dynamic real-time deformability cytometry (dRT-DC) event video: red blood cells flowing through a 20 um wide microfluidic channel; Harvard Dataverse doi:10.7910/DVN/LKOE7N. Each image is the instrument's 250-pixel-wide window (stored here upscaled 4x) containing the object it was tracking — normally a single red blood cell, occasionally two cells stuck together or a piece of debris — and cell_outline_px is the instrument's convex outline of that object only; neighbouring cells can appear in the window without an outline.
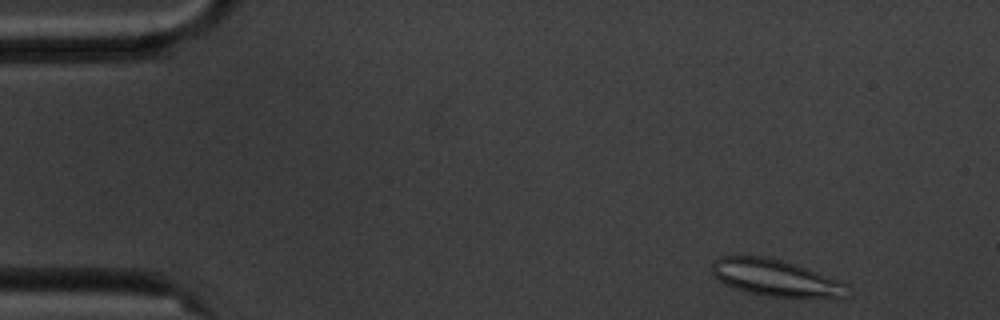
{"species": "common noctule bat (a hibernating species)", "species_latin": "Nyctalus noctula", "temperature_condition": "cold", "stored_images_in_passage": 4, "camera_frame_rate_fps": 3000, "um_per_image_px": 0.085, "animal": {"sex": "male", "body_mass_g": 20.1, "forearm_length_mm": 53.5}, "frame": {"image": 1, "passage_image": 1, "time_ms": 0.0, "image_size_px": [1000, 320], "cell_outline_px": [[848, 284], [844, 296], [768, 296], [748, 292], [724, 284], [712, 272], [712, 264], [720, 256], [764, 256], [796, 264], [840, 280]], "centroid_in_image_um": [65.88, 23.59], "position_along_channel_um": 19.1, "area_um2": 28.15}}
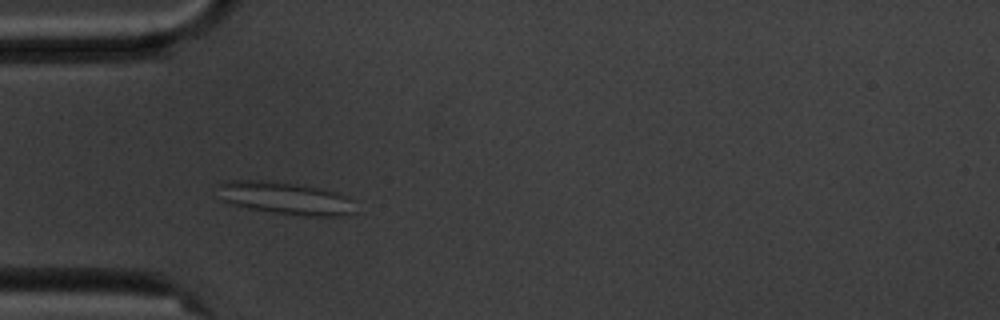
{"frame": {"image": 2, "passage_image": 4, "time_ms": 3.667, "image_size_px": [1000, 320], "cell_outline_px": [[356, 212], [336, 216], [300, 216], [248, 208], [228, 204], [224, 200], [216, 184], [232, 180], [260, 180], [292, 184], [340, 192], [348, 200]], "centroid_in_image_um": [24.21, 16.85], "position_along_channel_um": 60.8, "area_um2": 25.49}}